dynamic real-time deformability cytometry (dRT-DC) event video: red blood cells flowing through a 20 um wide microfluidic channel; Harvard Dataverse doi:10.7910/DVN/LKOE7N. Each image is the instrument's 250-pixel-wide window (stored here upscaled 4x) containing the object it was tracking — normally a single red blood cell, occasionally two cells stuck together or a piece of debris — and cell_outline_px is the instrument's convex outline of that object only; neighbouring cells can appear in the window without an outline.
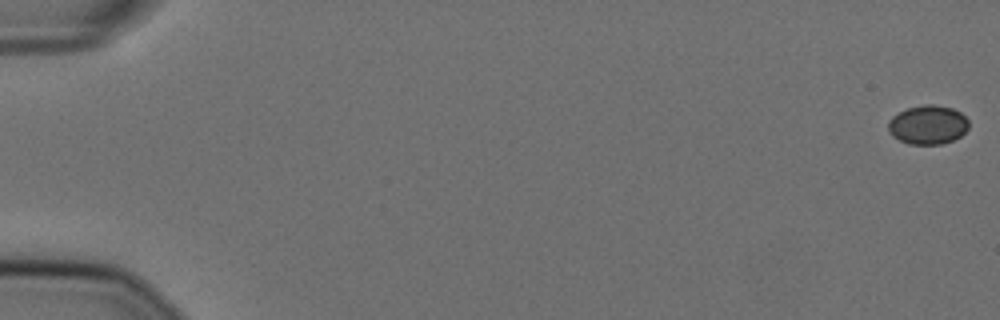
{"species": "Egyptian fruit bat (a non-hibernating species)", "species_latin": "Rousettus aegyptiacus", "temperature_condition": "cold", "stored_images_in_passage": 10, "camera_frame_rate_fps": 3000, "um_per_image_px": 0.085, "animal": {"sex": "female"}, "frame": {"image": 1, "passage_image": 1, "time_ms": 0.0, "image_size_px": [1000, 320], "cell_outline_px": [[968, 128], [960, 136], [952, 140], [940, 144], [908, 144], [892, 136], [888, 132], [888, 120], [892, 116], [908, 108], [924, 104], [932, 104], [952, 108], [960, 112], [968, 120]], "centroid_in_image_um": [78.84, 10.6], "position_along_channel_um": 6.2, "area_um2": 18.26}}